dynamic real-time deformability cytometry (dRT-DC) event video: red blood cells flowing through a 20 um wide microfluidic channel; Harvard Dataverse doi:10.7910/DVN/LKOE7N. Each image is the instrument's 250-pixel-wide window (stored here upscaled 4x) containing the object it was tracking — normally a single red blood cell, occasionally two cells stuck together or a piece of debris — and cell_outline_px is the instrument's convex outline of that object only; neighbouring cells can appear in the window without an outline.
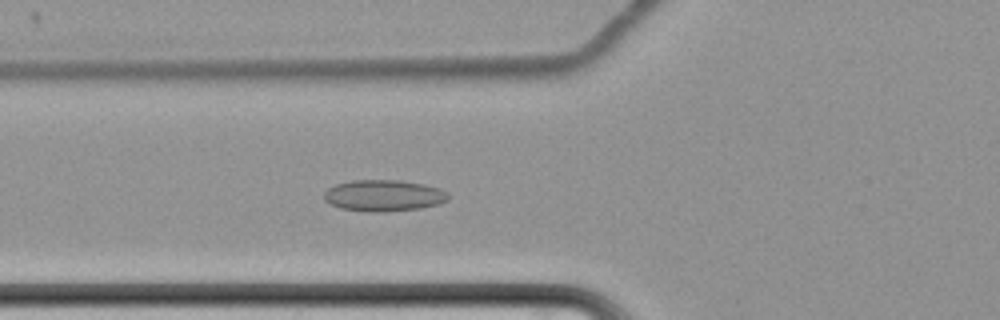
{"species": "common noctule bat (a hibernating species)", "species_latin": "Nyctalus noctula", "temperature_condition": "cold", "stored_images_in_passage": 66, "camera_frame_rate_fps": 3000, "um_per_image_px": 0.085, "animal": {"sex": "female", "body_mass_g": 22.7, "forearm_length_mm": 54.2}, "frame": {"image": 1, "passage_image": 29, "time_ms": 9.333, "image_size_px": [1000, 320], "cell_outline_px": [[448, 200], [440, 204], [420, 208], [384, 212], [368, 212], [340, 208], [324, 200], [324, 192], [328, 188], [336, 184], [352, 180], [400, 180], [424, 184], [440, 188], [448, 192]], "centroid_in_image_um": [32.63, 16.62], "position_along_channel_um": 93.2, "area_um2": 22.89}}
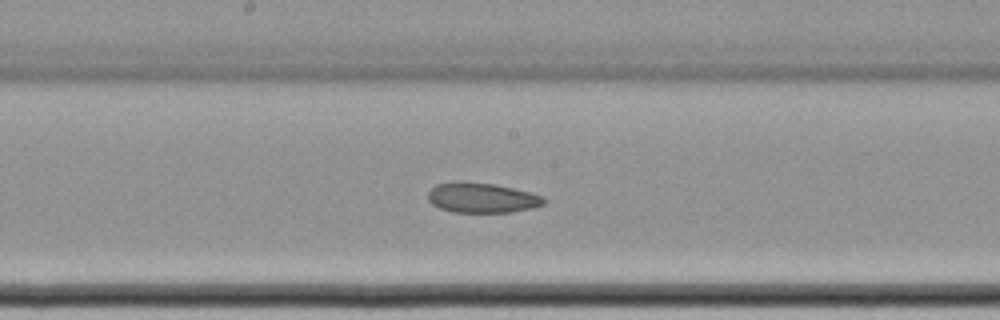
{"frame": {"image": 2, "passage_image": 39, "time_ms": 12.667, "image_size_px": [1000, 320], "cell_outline_px": [[548, 200], [544, 204], [532, 208], [512, 212], [452, 212], [440, 208], [432, 204], [428, 200], [428, 192], [436, 184], [456, 180], [464, 180], [496, 184], [544, 196]], "centroid_in_image_um": [40.95, 16.79], "position_along_channel_um": 207.2, "area_um2": 20.63}}
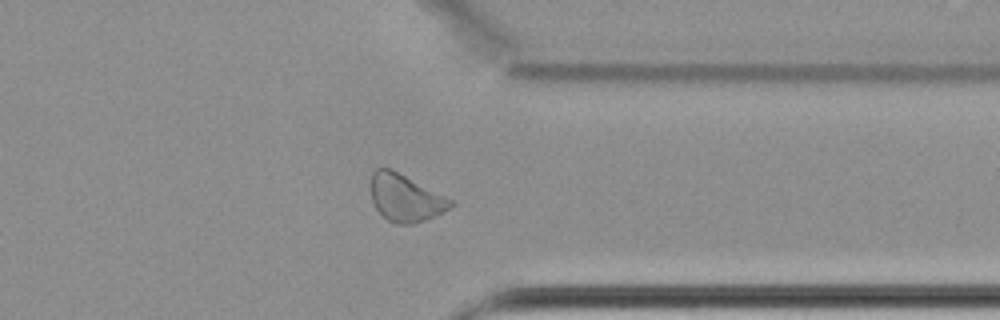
{"frame": {"image": 3, "passage_image": 54, "time_ms": 17.667, "image_size_px": [1000, 320], "cell_outline_px": [[456, 204], [444, 212], [436, 216], [412, 224], [396, 224], [388, 220], [376, 208], [372, 200], [372, 172], [376, 168], [388, 168], [456, 200]], "centroid_in_image_um": [34.53, 16.84], "position_along_channel_um": 376.9, "area_um2": 21.85}, "authors_computed_cell_mechanics": {"area_um2": 23.409, "velocity_mm_per_s": 3.4272, "shape_relaxation_time_tau1_ms": null, "shape_relaxation_time_tau2_ms": 8.8294, "deformation_change_tau1": null, "deformation_change_tau2": 0.1267}}